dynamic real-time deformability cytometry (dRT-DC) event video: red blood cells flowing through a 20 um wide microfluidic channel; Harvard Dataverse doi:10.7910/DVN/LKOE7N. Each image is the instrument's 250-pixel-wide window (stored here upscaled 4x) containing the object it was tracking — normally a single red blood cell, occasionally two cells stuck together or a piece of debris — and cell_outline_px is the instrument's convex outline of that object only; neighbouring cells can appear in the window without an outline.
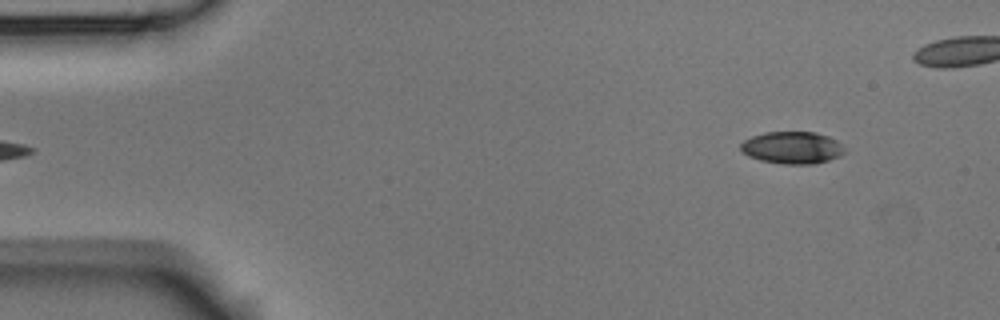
{"species": "Egyptian fruit bat (a non-hibernating species)", "species_latin": "Rousettus aegyptiacus", "temperature_condition": "room temperature", "stored_images_in_passage": 5, "segment_of_instrument_passage": [2, 2], "camera_frame_rate_fps": 3000, "um_per_image_px": 0.085, "animal": {"sex": "male"}, "frame": {"image": 1, "passage_image": 5, "time_ms": 4.667, "image_size_px": [1000, 320], "cell_outline_px": [[844, 152], [840, 156], [828, 160], [812, 164], [784, 164], [760, 160], [748, 156], [740, 148], [740, 144], [744, 140], [752, 136], [764, 132], [816, 132], [828, 136], [836, 140], [844, 148]], "centroid_in_image_um": [67.33, 12.55], "position_along_channel_um": 17.7, "area_um2": 19.42}}